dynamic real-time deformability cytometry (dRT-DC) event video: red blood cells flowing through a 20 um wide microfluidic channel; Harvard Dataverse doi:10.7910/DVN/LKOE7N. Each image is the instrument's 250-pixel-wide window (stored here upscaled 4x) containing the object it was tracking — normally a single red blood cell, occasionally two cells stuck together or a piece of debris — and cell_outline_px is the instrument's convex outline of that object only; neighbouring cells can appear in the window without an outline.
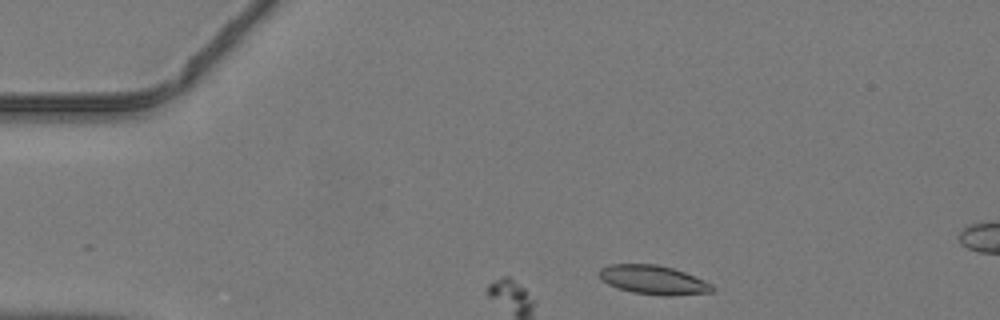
{"species": "common noctule bat (a hibernating species)", "species_latin": "Nyctalus noctula", "temperature_condition": "warm", "stored_images_in_passage": 5, "camera_frame_rate_fps": 3000, "um_per_image_px": 0.085, "animal": {"sex": "male", "body_mass_g": 19.2, "forearm_length_mm": 51.8}, "frame": {"image": 1, "passage_image": 2, "time_ms": 0.333, "image_size_px": [1000, 320], "cell_outline_px": [[716, 288], [712, 292], [672, 296], [664, 296], [632, 292], [608, 284], [600, 276], [600, 268], [608, 264], [656, 264], [672, 268], [684, 272], [704, 280], [712, 284]], "centroid_in_image_um": [55.58, 23.79], "position_along_channel_um": 29.4, "area_um2": 19.02}}